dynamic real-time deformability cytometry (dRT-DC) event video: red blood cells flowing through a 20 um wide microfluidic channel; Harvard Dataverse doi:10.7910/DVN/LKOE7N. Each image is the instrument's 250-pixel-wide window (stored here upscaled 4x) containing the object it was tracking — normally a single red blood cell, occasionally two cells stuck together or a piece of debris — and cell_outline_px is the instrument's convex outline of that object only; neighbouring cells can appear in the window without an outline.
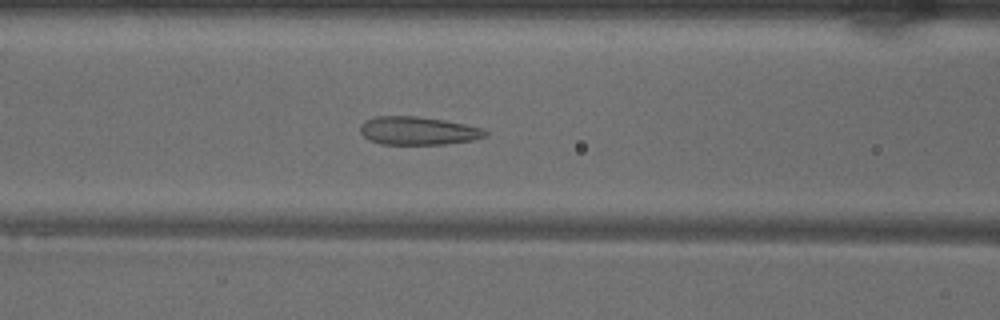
{"species": "common noctule bat (a hibernating species)", "species_latin": "Nyctalus noctula", "temperature_condition": "warm", "stored_images_in_passage": 38, "camera_frame_rate_fps": 3000, "um_per_image_px": 0.085, "animal": {"sex": "male", "body_mass_g": 18.8}, "frame": {"image": 1, "passage_image": 13, "time_ms": 4.0, "image_size_px": [1000, 320], "cell_outline_px": [[488, 132], [484, 136], [476, 140], [444, 144], [380, 144], [368, 140], [360, 132], [360, 124], [364, 120], [376, 116], [416, 116], [444, 120], [484, 128]], "centroid_in_image_um": [35.51, 11.11], "position_along_channel_um": 131.1, "area_um2": 20.69}}
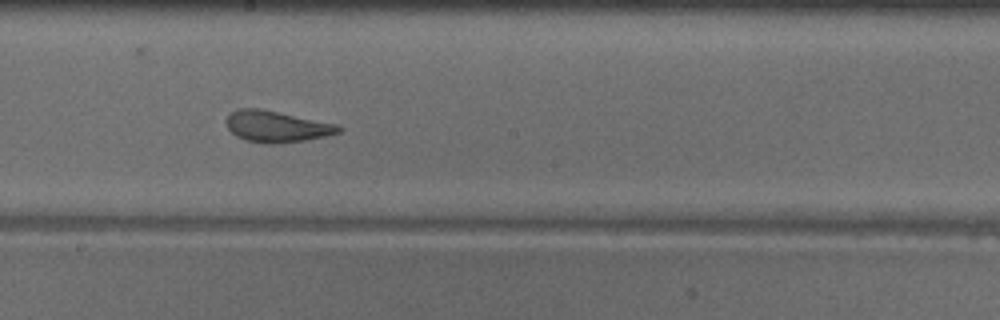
{"frame": {"image": 2, "passage_image": 20, "time_ms": 6.333, "image_size_px": [1000, 320], "cell_outline_px": [[344, 128], [340, 132], [324, 136], [304, 140], [272, 144], [268, 144], [248, 140], [236, 136], [228, 128], [228, 116], [232, 112], [240, 108], [260, 108], [340, 124]], "centroid_in_image_um": [23.58, 10.74], "position_along_channel_um": 224.6, "area_um2": 20.35}}
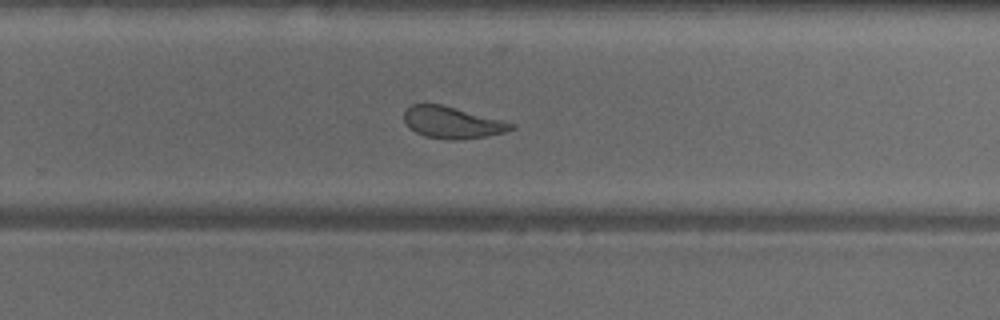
{"frame": {"image": 3, "passage_image": 25, "time_ms": 8.0, "image_size_px": [1000, 320], "cell_outline_px": [[516, 128], [504, 132], [484, 136], [456, 140], [448, 140], [424, 136], [408, 128], [404, 120], [404, 112], [412, 104], [440, 104], [516, 124]], "centroid_in_image_um": [38.41, 10.42], "position_along_channel_um": 291.4, "area_um2": 19.54}, "authors_computed_cell_mechanics": {"area_um2": 20.8658, "velocity_mm_per_s": 4.0196, "shape_relaxation_time_tau1_ms": 8.034, "shape_relaxation_time_tau2_ms": 1.0686, "deformation_change_tau1": 0.1827, "deformation_change_tau2": 0.0949}}